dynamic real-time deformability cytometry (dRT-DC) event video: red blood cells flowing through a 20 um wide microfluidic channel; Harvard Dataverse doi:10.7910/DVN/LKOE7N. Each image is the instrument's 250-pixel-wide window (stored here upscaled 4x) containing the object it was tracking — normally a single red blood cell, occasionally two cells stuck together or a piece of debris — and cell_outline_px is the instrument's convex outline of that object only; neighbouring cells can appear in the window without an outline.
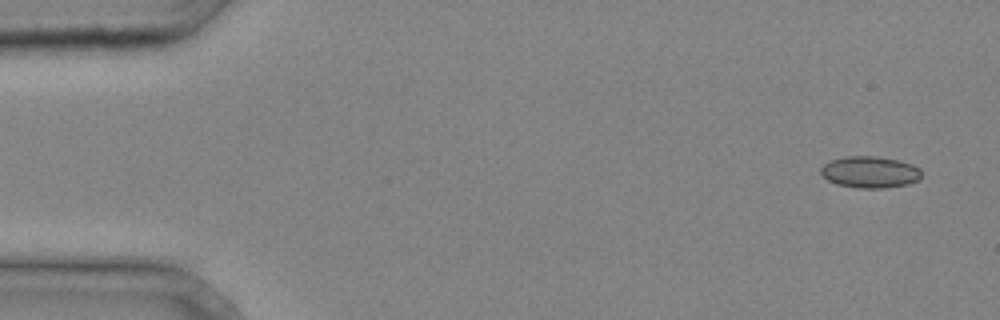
{"species": "common noctule bat (a hibernating species)", "species_latin": "Nyctalus noctula", "temperature_condition": "cold", "stored_images_in_passage": 4, "camera_frame_rate_fps": 3000, "um_per_image_px": 0.085, "animal": {"sex": "male", "body_mass_g": 20.4}, "frame": {"image": 1, "passage_image": 1, "time_ms": 0.0, "image_size_px": [1000, 320], "cell_outline_px": [[920, 180], [908, 184], [884, 188], [856, 188], [836, 184], [828, 180], [820, 172], [820, 168], [824, 164], [832, 160], [844, 156], [876, 156], [900, 160], [912, 164], [920, 168]], "centroid_in_image_um": [73.95, 14.62], "position_along_channel_um": 11.0, "area_um2": 18.67}}
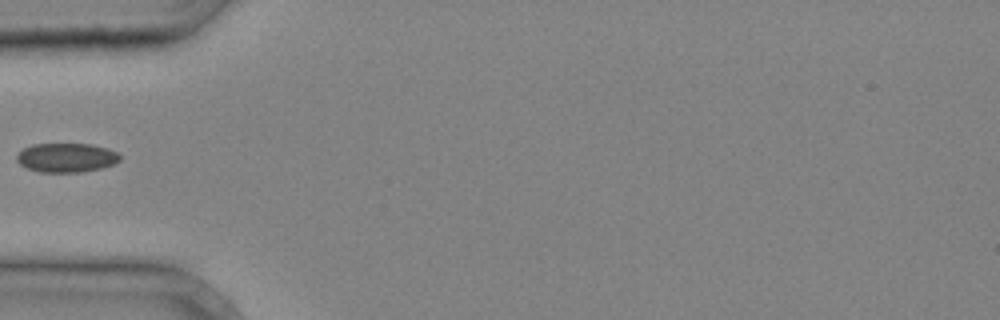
{"frame": {"image": 2, "passage_image": 4, "time_ms": 1.0, "image_size_px": [1000, 320], "cell_outline_px": [[120, 160], [112, 164], [100, 168], [80, 172], [40, 172], [28, 168], [20, 164], [16, 160], [16, 156], [24, 148], [32, 144], [92, 144], [108, 148], [116, 152], [120, 156]], "centroid_in_image_um": [5.63, 13.39], "position_along_channel_um": 79.4, "area_um2": 17.4}}